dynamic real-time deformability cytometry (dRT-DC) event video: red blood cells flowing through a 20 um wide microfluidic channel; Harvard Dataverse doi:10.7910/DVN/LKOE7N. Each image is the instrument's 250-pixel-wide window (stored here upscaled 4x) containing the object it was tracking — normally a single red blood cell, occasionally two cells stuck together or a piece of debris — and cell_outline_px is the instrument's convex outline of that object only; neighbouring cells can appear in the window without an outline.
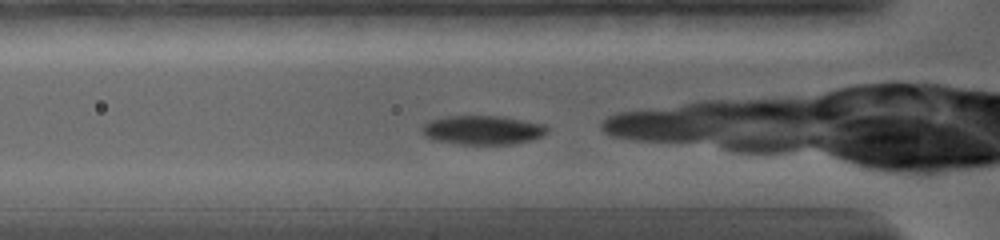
{"species": "common noctule bat (a hibernating species)", "species_latin": "Nyctalus noctula", "temperature_condition": "warm", "stored_images_in_passage": 26, "camera_frame_rate_fps": 5000, "um_per_image_px": 0.085, "animal": {"sex": "female", "body_mass_g": 19.0, "forearm_length_mm": 56.7}, "frame": {"image": 1, "passage_image": 2, "time_ms": 0.6, "image_size_px": [1000, 240], "cell_outline_px": [[548, 132], [544, 136], [512, 144], [460, 144], [432, 140], [424, 136], [420, 128], [424, 124], [432, 120], [448, 116], [504, 116], [544, 124], [548, 128]], "centroid_in_image_um": [41.03, 11.05], "position_along_channel_um": 84.8, "area_um2": 21.27}}
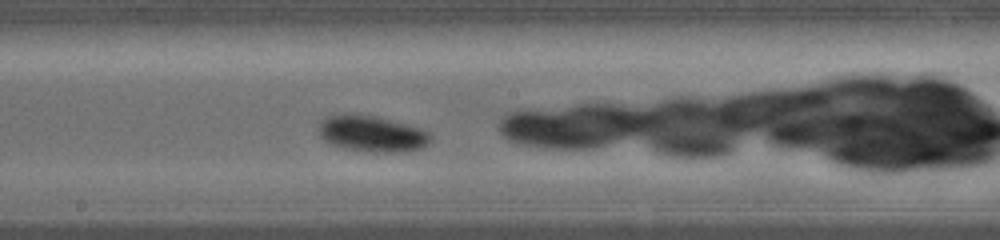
{"frame": {"image": 2, "passage_image": 11, "time_ms": 4.2, "image_size_px": [1000, 240], "cell_outline_px": [[428, 144], [420, 148], [388, 152], [384, 152], [344, 148], [332, 144], [324, 140], [320, 136], [320, 120], [344, 112], [352, 112], [376, 116], [404, 124], [428, 132]], "centroid_in_image_um": [31.52, 11.33], "position_along_channel_um": 216.7, "area_um2": 22.89}}
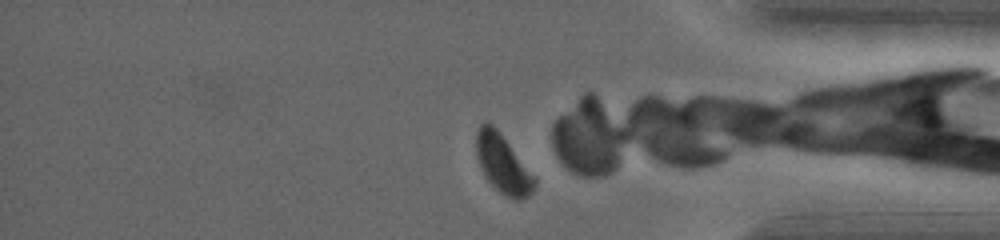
{"frame": {"image": 3, "passage_image": 24, "time_ms": 9.4, "image_size_px": [1000, 240], "cell_outline_px": [[536, 184], [532, 192], [528, 196], [520, 200], [516, 200], [504, 196], [484, 176], [476, 156], [476, 132], [480, 124], [488, 120], [500, 132], [536, 176]], "centroid_in_image_um": [42.75, 13.92], "position_along_channel_um": 392.4, "area_um2": 20.17}}